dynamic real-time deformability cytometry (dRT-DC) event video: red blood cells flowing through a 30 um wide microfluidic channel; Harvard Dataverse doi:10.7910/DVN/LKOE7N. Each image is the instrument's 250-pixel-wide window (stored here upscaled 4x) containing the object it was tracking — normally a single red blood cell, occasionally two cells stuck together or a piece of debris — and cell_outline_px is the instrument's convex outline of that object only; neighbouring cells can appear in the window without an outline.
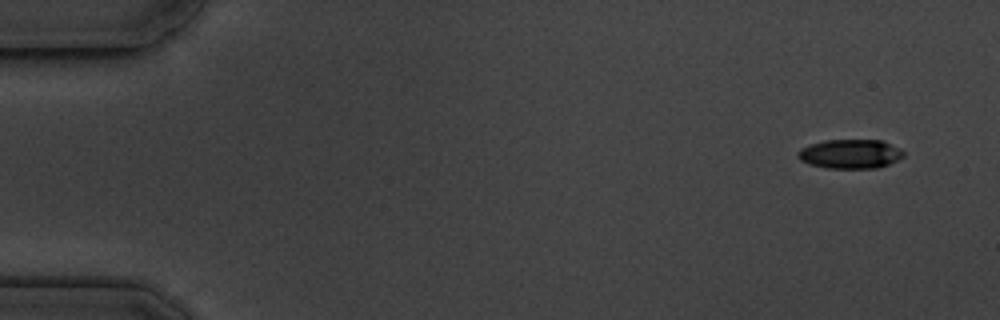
{"species": "common noctule bat (a hibernating species)", "species_latin": "Nyctalus noctula", "temperature_condition": "cold", "stored_images_in_passage": 5, "segment_of_instrument_passage": [1, 2], "camera_frame_rate_fps": 3000, "um_per_image_px": 0.085, "animal": {"sex": "male", "body_mass_g": 19.5, "forearm_length_mm": 54.6}, "frame": {"image": 1, "passage_image": 1, "time_ms": 0.0, "image_size_px": [1000, 320], "cell_outline_px": [[904, 156], [888, 164], [876, 168], [828, 168], [808, 164], [800, 160], [796, 156], [796, 152], [800, 148], [808, 144], [824, 140], [880, 140], [900, 148], [904, 152]], "centroid_in_image_um": [72.21, 13.08], "position_along_channel_um": 12.8, "area_um2": 18.09}}
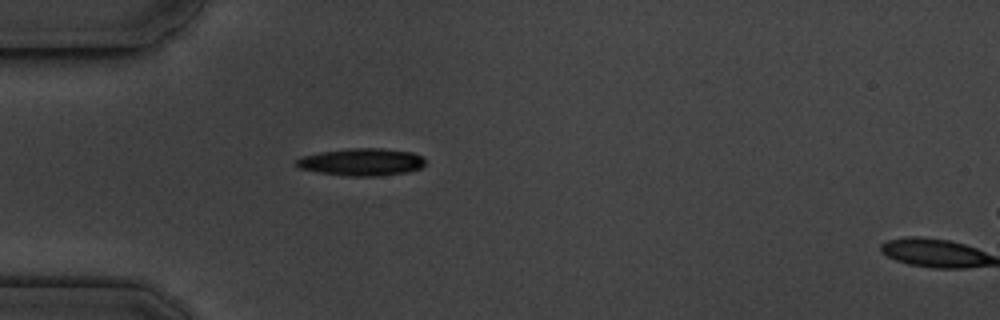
{"frame": {"image": 2, "passage_image": 4, "time_ms": 4.333, "image_size_px": [1000, 320], "cell_outline_px": [[424, 164], [420, 168], [408, 172], [380, 176], [348, 176], [320, 172], [300, 168], [292, 164], [296, 160], [304, 156], [320, 152], [352, 148], [380, 148], [412, 152], [420, 156], [424, 160]], "centroid_in_image_um": [30.73, 13.77], "position_along_channel_um": 54.3, "area_um2": 20.4}}